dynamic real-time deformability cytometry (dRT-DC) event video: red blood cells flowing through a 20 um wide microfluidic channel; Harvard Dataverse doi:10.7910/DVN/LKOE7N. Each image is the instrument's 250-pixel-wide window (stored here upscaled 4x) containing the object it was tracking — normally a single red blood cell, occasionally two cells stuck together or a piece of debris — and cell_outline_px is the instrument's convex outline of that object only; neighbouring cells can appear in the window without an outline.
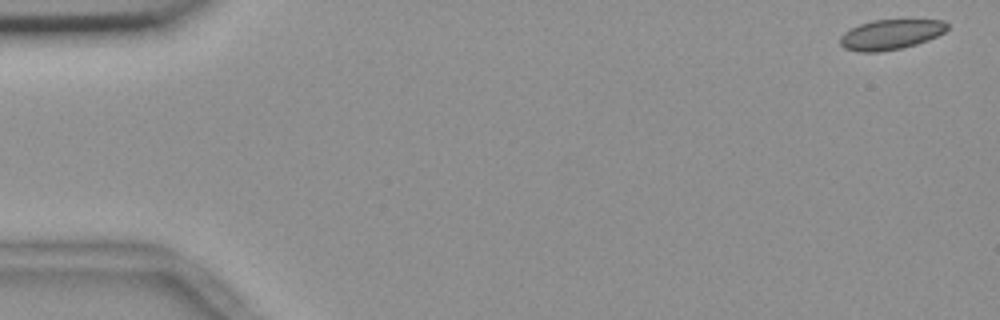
{"species": "common noctule bat (a hibernating species)", "species_latin": "Nyctalus noctula", "temperature_condition": "room temperature", "stored_images_in_passage": 55, "camera_frame_rate_fps": 3000, "um_per_image_px": 0.085, "animal": {"sex": "female", "body_mass_g": 18.4}, "frame": {"image": 1, "passage_image": 1, "time_ms": 0.0, "image_size_px": [1000, 320], "cell_outline_px": [[948, 28], [944, 32], [928, 40], [916, 44], [900, 48], [880, 52], [860, 52], [844, 48], [840, 44], [840, 36], [844, 32], [860, 24], [872, 20], [944, 20], [948, 24]], "centroid_in_image_um": [75.7, 2.93], "position_along_channel_um": 9.3, "area_um2": 18.67}}
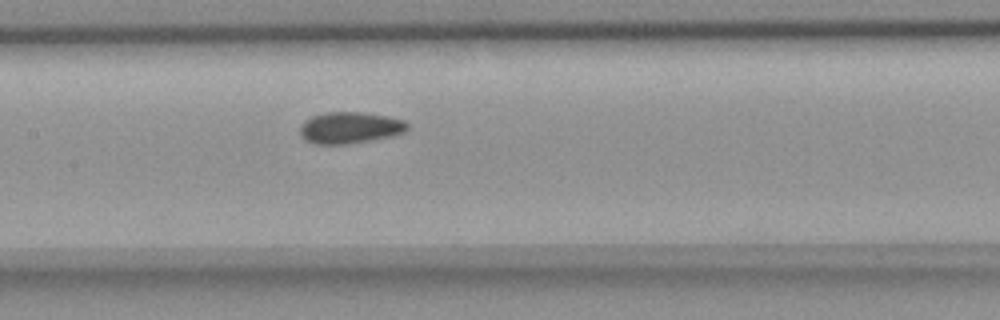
{"frame": {"image": 2, "passage_image": 26, "time_ms": 8.333, "image_size_px": [1000, 320], "cell_outline_px": [[408, 128], [404, 132], [392, 136], [348, 144], [312, 144], [304, 140], [300, 136], [300, 124], [304, 120], [312, 116], [324, 112], [364, 112], [388, 116], [404, 120], [408, 124]], "centroid_in_image_um": [29.7, 10.85], "position_along_channel_um": 177.7, "area_um2": 20.0}}
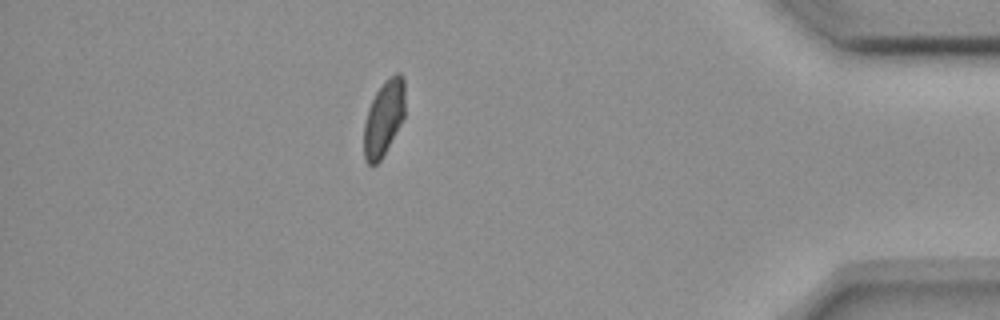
{"frame": {"image": 3, "passage_image": 48, "time_ms": 15.667, "image_size_px": [1000, 320], "cell_outline_px": [[404, 116], [400, 124], [380, 160], [372, 168], [364, 160], [364, 124], [368, 108], [376, 92], [384, 80], [388, 76], [396, 72], [400, 72], [404, 76]], "centroid_in_image_um": [32.61, 10.0], "position_along_channel_um": 402.6, "area_um2": 18.09}, "authors_computed_cell_mechanics": {"area_um2": 19.1896, "velocity_mm_per_s": 3.6606, "shape_relaxation_time_tau1_ms": 11.0617, "shape_relaxation_time_tau2_ms": 2.2336, "deformation_change_tau1": 0.1322, "deformation_change_tau2": 0.0545}}